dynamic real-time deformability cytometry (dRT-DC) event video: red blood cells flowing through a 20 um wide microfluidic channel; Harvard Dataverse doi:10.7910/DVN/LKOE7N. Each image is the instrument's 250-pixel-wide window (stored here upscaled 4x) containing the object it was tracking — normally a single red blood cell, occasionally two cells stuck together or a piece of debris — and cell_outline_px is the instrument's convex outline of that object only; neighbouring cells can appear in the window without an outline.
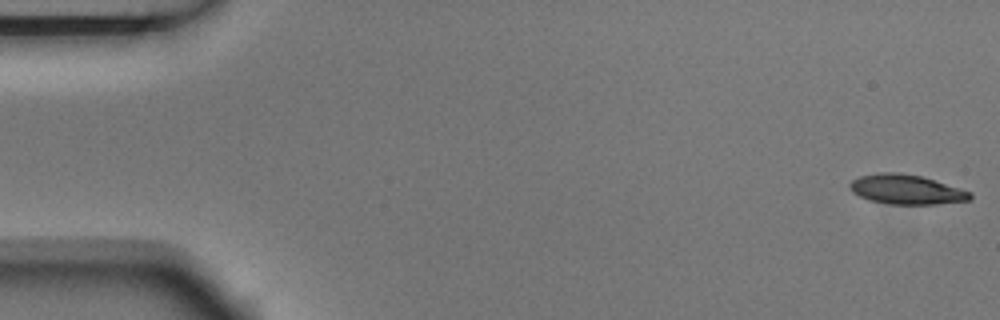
{"species": "Egyptian fruit bat (a non-hibernating species)", "species_latin": "Rousettus aegyptiacus", "temperature_condition": "room temperature", "stored_images_in_passage": 2, "segment_of_instrument_passage": [2, 2], "camera_frame_rate_fps": 3000, "um_per_image_px": 0.085, "animal": {"sex": "male"}, "frame": {"image": 1, "passage_image": 2, "time_ms": 0.333, "image_size_px": [1000, 320], "cell_outline_px": [[972, 196], [968, 200], [936, 204], [888, 204], [868, 200], [852, 192], [848, 184], [852, 180], [860, 176], [880, 172], [896, 172], [920, 176], [972, 192]], "centroid_in_image_um": [76.99, 16.11], "position_along_channel_um": 8.0, "area_um2": 20.58}}